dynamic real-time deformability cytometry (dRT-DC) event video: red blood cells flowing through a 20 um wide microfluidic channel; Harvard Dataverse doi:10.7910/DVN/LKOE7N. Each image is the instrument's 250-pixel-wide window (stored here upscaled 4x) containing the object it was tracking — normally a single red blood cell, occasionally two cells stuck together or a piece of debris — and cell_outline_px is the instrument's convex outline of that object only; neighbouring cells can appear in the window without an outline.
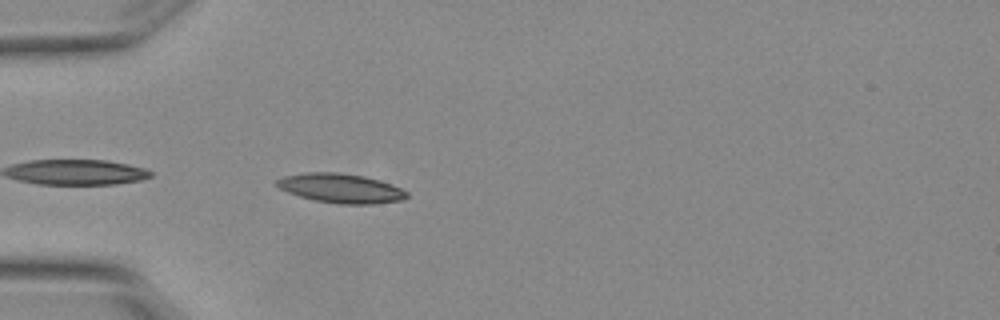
{"species": "Egyptian fruit bat (a non-hibernating species)", "species_latin": "Rousettus aegyptiacus", "temperature_condition": "warm", "stored_images_in_passage": 4, "camera_frame_rate_fps": 3000, "um_per_image_px": 0.085, "animal": {"sex": "female"}, "frame": {"image": 1, "passage_image": 4, "time_ms": 1.0, "image_size_px": [1000, 320], "cell_outline_px": [[408, 196], [400, 200], [372, 204], [340, 204], [316, 200], [300, 196], [288, 192], [280, 188], [276, 184], [276, 180], [284, 176], [308, 172], [336, 172], [364, 176], [400, 188], [408, 192]], "centroid_in_image_um": [28.94, 16.0], "position_along_channel_um": 56.1, "area_um2": 21.79}}